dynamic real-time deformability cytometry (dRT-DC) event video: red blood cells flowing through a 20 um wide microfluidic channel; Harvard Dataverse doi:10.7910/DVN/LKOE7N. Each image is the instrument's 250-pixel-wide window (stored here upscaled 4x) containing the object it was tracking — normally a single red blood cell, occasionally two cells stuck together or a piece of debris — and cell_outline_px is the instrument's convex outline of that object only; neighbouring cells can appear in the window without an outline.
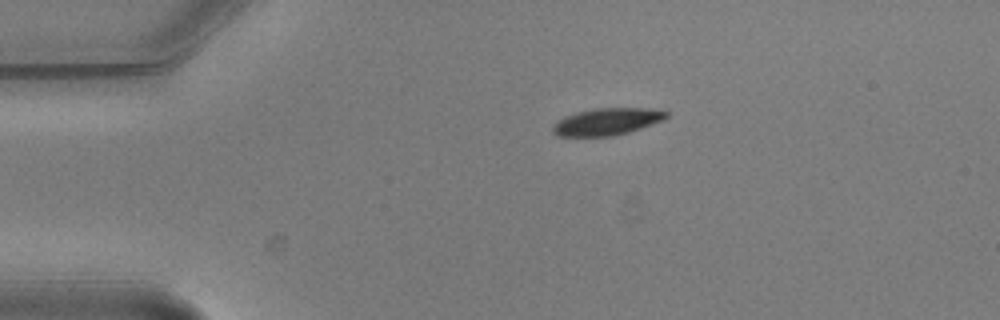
{"species": "common noctule bat (a hibernating species)", "species_latin": "Nyctalus noctula", "temperature_condition": "warm", "stored_images_in_passage": 6, "camera_frame_rate_fps": 3000, "um_per_image_px": 0.085, "animal": {"sex": "male", "body_mass_g": 20.5, "forearm_length_mm": 52.5}, "frame": {"image": 1, "passage_image": 1, "time_ms": 0.0, "image_size_px": [1000, 320], "cell_outline_px": [[668, 116], [660, 120], [640, 128], [628, 132], [612, 136], [556, 136], [552, 132], [552, 128], [560, 120], [576, 112], [596, 108], [644, 108], [668, 112]], "centroid_in_image_um": [51.56, 10.34], "position_along_channel_um": 33.4, "area_um2": 17.4}}
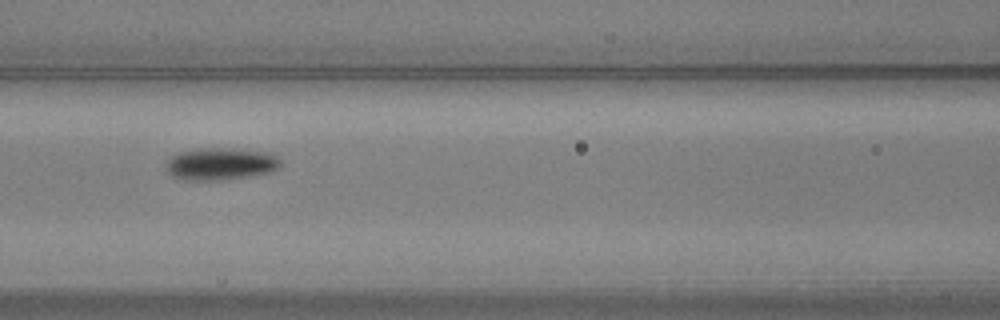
{"frame": {"image": 2, "passage_image": 5, "time_ms": 1.333, "image_size_px": [1000, 320], "cell_outline_px": [[280, 164], [276, 168], [268, 172], [248, 176], [208, 180], [184, 180], [172, 176], [168, 172], [168, 160], [172, 156], [180, 152], [200, 148], [232, 148], [268, 152], [280, 160]], "centroid_in_image_um": [18.73, 13.91], "position_along_channel_um": 147.9, "area_um2": 20.98}}
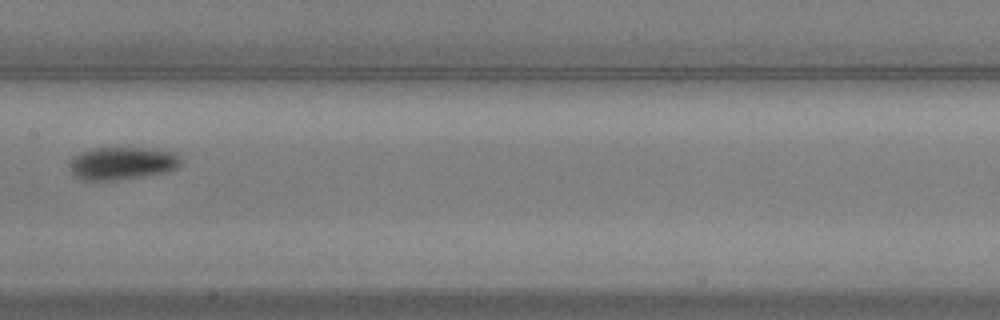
{"frame": {"image": 3, "passage_image": 6, "time_ms": 1.667, "image_size_px": [1000, 320], "cell_outline_px": [[184, 160], [180, 168], [168, 172], [120, 180], [84, 180], [76, 176], [72, 172], [72, 156], [80, 152], [92, 148], [152, 148], [172, 152], [180, 156]], "centroid_in_image_um": [10.48, 13.87], "position_along_channel_um": 196.9, "area_um2": 21.44}}